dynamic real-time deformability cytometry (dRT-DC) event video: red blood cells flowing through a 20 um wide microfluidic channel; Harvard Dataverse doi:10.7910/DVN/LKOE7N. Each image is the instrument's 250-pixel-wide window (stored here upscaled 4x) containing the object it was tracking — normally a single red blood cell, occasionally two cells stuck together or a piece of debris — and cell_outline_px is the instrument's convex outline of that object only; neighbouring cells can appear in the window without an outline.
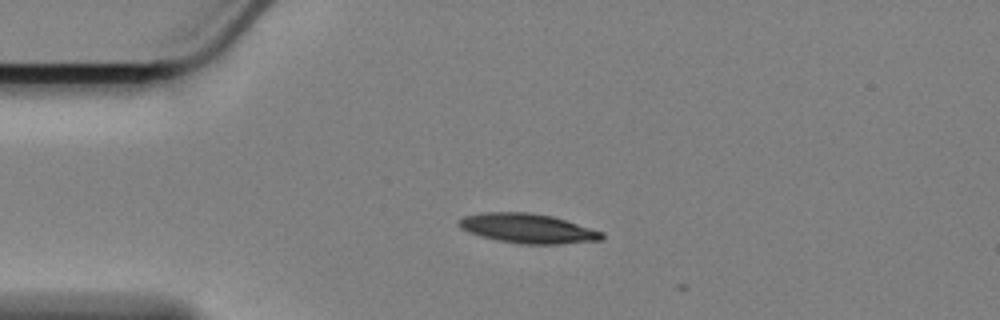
{"species": "Egyptian fruit bat (a non-hibernating species)", "species_latin": "Rousettus aegyptiacus", "temperature_condition": "cold", "stored_images_in_passage": 2, "camera_frame_rate_fps": 3000, "um_per_image_px": 0.085, "animal": {"sex": "female"}, "frame": {"image": 1, "passage_image": 1, "time_ms": 0.0, "image_size_px": [1000, 320], "cell_outline_px": [[604, 240], [560, 244], [520, 244], [496, 240], [468, 232], [460, 228], [456, 224], [456, 220], [464, 216], [484, 212], [528, 212], [552, 216], [604, 232]], "centroid_in_image_um": [44.84, 19.42], "position_along_channel_um": 40.2, "area_um2": 24.8}}